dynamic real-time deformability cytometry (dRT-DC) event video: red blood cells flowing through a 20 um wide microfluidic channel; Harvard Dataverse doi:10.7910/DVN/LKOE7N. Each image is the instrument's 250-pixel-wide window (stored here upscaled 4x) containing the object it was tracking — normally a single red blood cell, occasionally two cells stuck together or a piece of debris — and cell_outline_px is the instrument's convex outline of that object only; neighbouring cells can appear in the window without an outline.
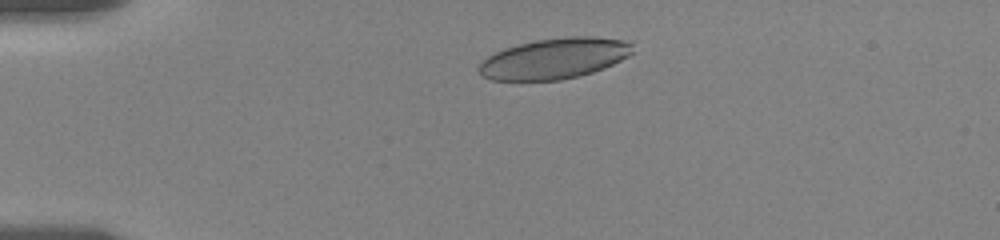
{"species": "human", "species_latin": "Homo sapiens", "temperature_condition": "room temperature", "stored_images_in_passage": 45, "camera_frame_rate_fps": 3000, "um_per_image_px": 0.085, "donor": {"sex": "female"}, "frame": {"image": 1, "passage_image": 1, "time_ms": 0.0, "image_size_px": [1000, 240], "cell_outline_px": [[632, 52], [628, 56], [604, 68], [592, 72], [560, 80], [492, 80], [484, 76], [476, 68], [488, 56], [504, 48], [536, 40], [568, 36], [588, 36], [624, 40], [632, 44]], "centroid_in_image_um": [47.12, 4.97], "position_along_channel_um": 37.9, "area_um2": 36.07}}
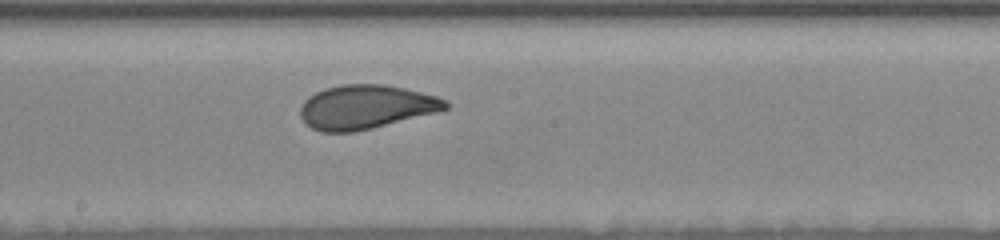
{"frame": {"image": 2, "passage_image": 20, "time_ms": 6.333, "image_size_px": [1000, 240], "cell_outline_px": [[448, 108], [436, 112], [372, 128], [352, 132], [320, 132], [312, 128], [300, 116], [300, 108], [304, 100], [308, 96], [324, 88], [340, 84], [384, 84], [404, 88], [436, 96], [444, 100], [448, 104]], "centroid_in_image_um": [31.05, 9.08], "position_along_channel_um": 217.1, "area_um2": 36.99}}
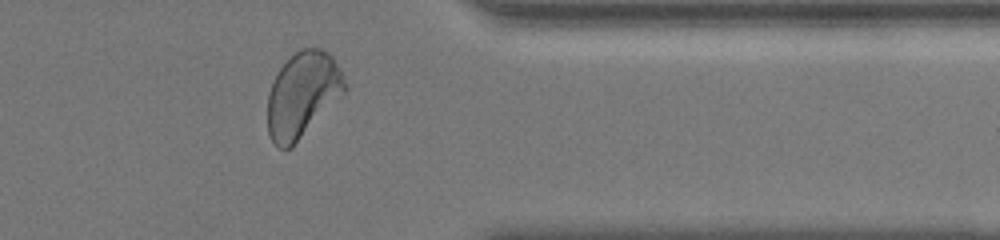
{"frame": {"image": 3, "passage_image": 35, "time_ms": 11.333, "image_size_px": [1000, 240], "cell_outline_px": [[348, 88], [292, 148], [280, 148], [272, 140], [268, 132], [268, 92], [280, 68], [300, 48], [320, 48], [328, 52], [332, 56], [348, 84]], "centroid_in_image_um": [25.73, 8.05], "position_along_channel_um": 385.7, "area_um2": 38.03}, "authors_computed_cell_mechanics": {"area_um2": 37.6278, "velocity_mm_per_s": 3.53, "shape_relaxation_time_tau1_ms": 3.3238, "shape_relaxation_time_tau2_ms": 0.7305, "deformation_change_tau1": 0.1454, "deformation_change_tau2": 0.0605}}